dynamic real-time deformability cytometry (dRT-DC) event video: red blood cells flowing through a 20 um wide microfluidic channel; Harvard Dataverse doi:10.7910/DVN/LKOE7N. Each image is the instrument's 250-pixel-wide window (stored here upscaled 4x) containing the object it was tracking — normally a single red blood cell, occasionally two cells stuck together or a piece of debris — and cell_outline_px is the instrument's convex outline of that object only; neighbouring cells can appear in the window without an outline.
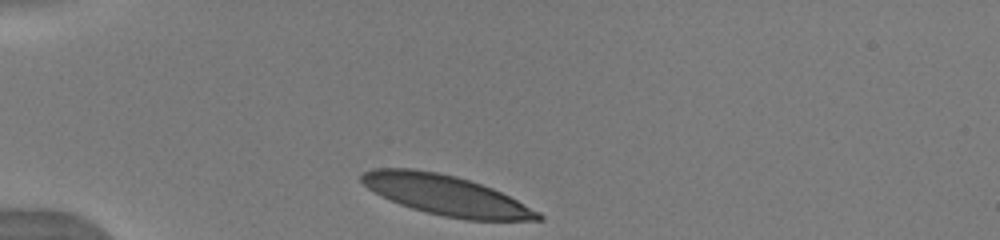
{"species": "human", "species_latin": "Homo sapiens", "temperature_condition": "warm", "stored_images_in_passage": 24, "camera_frame_rate_fps": 3000, "um_per_image_px": 0.085, "donor": {"sex": "male"}, "frame": {"image": 1, "passage_image": 1, "time_ms": 0.0, "image_size_px": [1000, 240], "cell_outline_px": [[544, 220], [464, 220], [424, 212], [400, 204], [380, 196], [368, 188], [360, 180], [360, 176], [364, 172], [372, 168], [412, 168], [436, 172], [456, 176], [492, 188], [540, 212], [544, 216]], "centroid_in_image_um": [37.89, 16.59], "position_along_channel_um": 47.1, "area_um2": 40.92}}
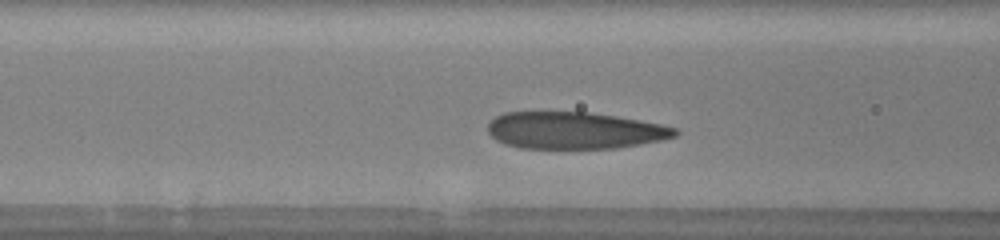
{"frame": {"image": 2, "passage_image": 9, "time_ms": 2.667, "image_size_px": [1000, 240], "cell_outline_px": [[680, 132], [676, 136], [660, 140], [616, 148], [520, 148], [504, 144], [496, 140], [488, 132], [488, 124], [496, 116], [504, 112], [588, 112], [616, 116], [640, 120], [660, 124], [676, 128]], "centroid_in_image_um": [48.82, 11.08], "position_along_channel_um": 117.8, "area_um2": 40.23}}
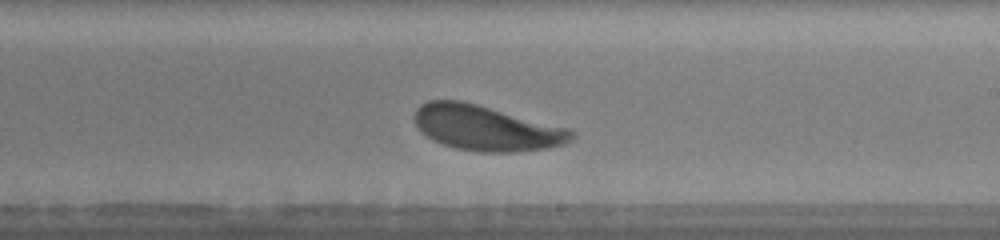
{"frame": {"image": 3, "passage_image": 19, "time_ms": 6.0, "image_size_px": [1000, 240], "cell_outline_px": [[576, 136], [572, 140], [564, 144], [548, 148], [512, 152], [480, 152], [456, 148], [432, 140], [420, 132], [416, 128], [412, 116], [416, 108], [420, 104], [428, 100], [460, 100], [572, 128], [576, 132]], "centroid_in_image_um": [41.33, 10.87], "position_along_channel_um": 247.7, "area_um2": 41.96}}